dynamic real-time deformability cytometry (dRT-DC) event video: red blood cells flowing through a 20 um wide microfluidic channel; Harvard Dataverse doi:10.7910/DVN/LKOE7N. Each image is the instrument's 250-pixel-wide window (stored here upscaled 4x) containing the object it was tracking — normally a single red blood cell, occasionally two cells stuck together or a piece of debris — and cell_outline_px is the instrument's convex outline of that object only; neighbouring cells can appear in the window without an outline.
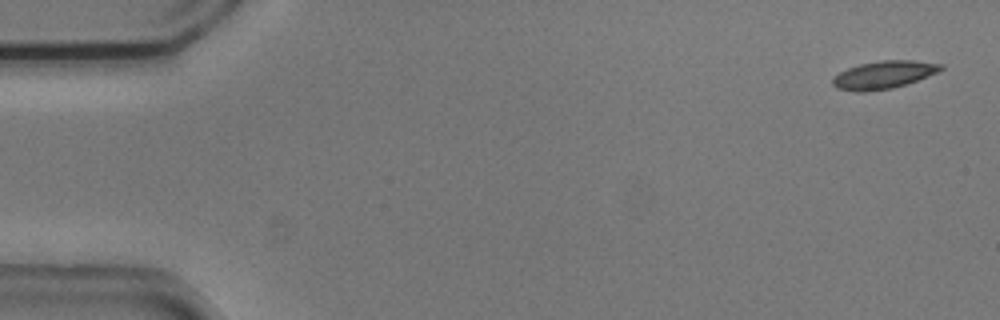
{"species": "common noctule bat (a hibernating species)", "species_latin": "Nyctalus noctula", "temperature_condition": "cold", "stored_images_in_passage": 16, "camera_frame_rate_fps": 3000, "um_per_image_px": 0.085, "animal": {"sex": "male", "body_mass_g": 20.5, "forearm_length_mm": 52.5}, "frame": {"image": 1, "passage_image": 1, "time_ms": 0.0, "image_size_px": [1000, 320], "cell_outline_px": [[944, 68], [928, 76], [892, 88], [864, 92], [856, 92], [836, 88], [832, 84], [832, 80], [840, 72], [848, 68], [860, 64], [880, 60], [916, 60], [944, 64]], "centroid_in_image_um": [75.11, 6.35], "position_along_channel_um": 9.9, "area_um2": 17.4}}
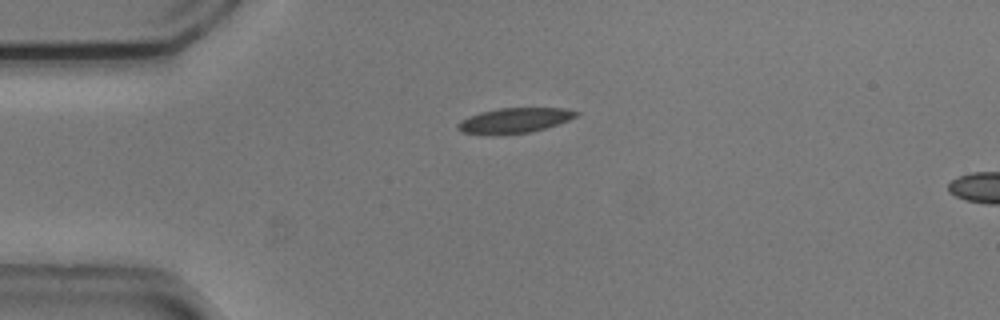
{"frame": {"image": 2, "passage_image": 12, "time_ms": 3.667, "image_size_px": [1000, 320], "cell_outline_px": [[580, 112], [576, 116], [568, 120], [532, 132], [500, 136], [484, 136], [460, 132], [456, 128], [456, 124], [460, 120], [468, 116], [480, 112], [500, 108], [568, 108]], "centroid_in_image_um": [43.64, 10.27], "position_along_channel_um": 41.4, "area_um2": 17.86}}